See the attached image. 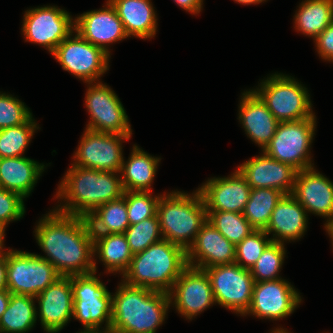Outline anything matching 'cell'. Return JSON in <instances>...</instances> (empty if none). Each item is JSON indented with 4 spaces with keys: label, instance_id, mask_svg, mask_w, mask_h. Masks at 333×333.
<instances>
[{
    "label": "cell",
    "instance_id": "cell-38",
    "mask_svg": "<svg viewBox=\"0 0 333 333\" xmlns=\"http://www.w3.org/2000/svg\"><path fill=\"white\" fill-rule=\"evenodd\" d=\"M152 191H125L129 224L133 225L157 214L161 194L152 196Z\"/></svg>",
    "mask_w": 333,
    "mask_h": 333
},
{
    "label": "cell",
    "instance_id": "cell-29",
    "mask_svg": "<svg viewBox=\"0 0 333 333\" xmlns=\"http://www.w3.org/2000/svg\"><path fill=\"white\" fill-rule=\"evenodd\" d=\"M35 297L11 293L6 310L0 318V333H27L36 324Z\"/></svg>",
    "mask_w": 333,
    "mask_h": 333
},
{
    "label": "cell",
    "instance_id": "cell-46",
    "mask_svg": "<svg viewBox=\"0 0 333 333\" xmlns=\"http://www.w3.org/2000/svg\"><path fill=\"white\" fill-rule=\"evenodd\" d=\"M326 232L329 234L333 246V220L324 226Z\"/></svg>",
    "mask_w": 333,
    "mask_h": 333
},
{
    "label": "cell",
    "instance_id": "cell-3",
    "mask_svg": "<svg viewBox=\"0 0 333 333\" xmlns=\"http://www.w3.org/2000/svg\"><path fill=\"white\" fill-rule=\"evenodd\" d=\"M121 281L112 295L110 333H156L171 306L169 294Z\"/></svg>",
    "mask_w": 333,
    "mask_h": 333
},
{
    "label": "cell",
    "instance_id": "cell-7",
    "mask_svg": "<svg viewBox=\"0 0 333 333\" xmlns=\"http://www.w3.org/2000/svg\"><path fill=\"white\" fill-rule=\"evenodd\" d=\"M253 90L279 122L299 121L314 115L307 88L294 77L275 73Z\"/></svg>",
    "mask_w": 333,
    "mask_h": 333
},
{
    "label": "cell",
    "instance_id": "cell-40",
    "mask_svg": "<svg viewBox=\"0 0 333 333\" xmlns=\"http://www.w3.org/2000/svg\"><path fill=\"white\" fill-rule=\"evenodd\" d=\"M24 214V198L16 192L0 187V225L6 228L11 221L23 218Z\"/></svg>",
    "mask_w": 333,
    "mask_h": 333
},
{
    "label": "cell",
    "instance_id": "cell-23",
    "mask_svg": "<svg viewBox=\"0 0 333 333\" xmlns=\"http://www.w3.org/2000/svg\"><path fill=\"white\" fill-rule=\"evenodd\" d=\"M238 115L247 136L263 151L275 135L279 121L253 89L242 93Z\"/></svg>",
    "mask_w": 333,
    "mask_h": 333
},
{
    "label": "cell",
    "instance_id": "cell-4",
    "mask_svg": "<svg viewBox=\"0 0 333 333\" xmlns=\"http://www.w3.org/2000/svg\"><path fill=\"white\" fill-rule=\"evenodd\" d=\"M187 266V252L162 239L144 251L133 254L122 280L131 286L169 293Z\"/></svg>",
    "mask_w": 333,
    "mask_h": 333
},
{
    "label": "cell",
    "instance_id": "cell-34",
    "mask_svg": "<svg viewBox=\"0 0 333 333\" xmlns=\"http://www.w3.org/2000/svg\"><path fill=\"white\" fill-rule=\"evenodd\" d=\"M37 123L32 117L27 123L0 130V158L23 156L27 149Z\"/></svg>",
    "mask_w": 333,
    "mask_h": 333
},
{
    "label": "cell",
    "instance_id": "cell-18",
    "mask_svg": "<svg viewBox=\"0 0 333 333\" xmlns=\"http://www.w3.org/2000/svg\"><path fill=\"white\" fill-rule=\"evenodd\" d=\"M40 323L46 333H59L73 317L71 276H61L35 297Z\"/></svg>",
    "mask_w": 333,
    "mask_h": 333
},
{
    "label": "cell",
    "instance_id": "cell-2",
    "mask_svg": "<svg viewBox=\"0 0 333 333\" xmlns=\"http://www.w3.org/2000/svg\"><path fill=\"white\" fill-rule=\"evenodd\" d=\"M120 172H105L71 164L58 185L55 198L66 203L56 210L87 217L98 206L120 198L123 193Z\"/></svg>",
    "mask_w": 333,
    "mask_h": 333
},
{
    "label": "cell",
    "instance_id": "cell-43",
    "mask_svg": "<svg viewBox=\"0 0 333 333\" xmlns=\"http://www.w3.org/2000/svg\"><path fill=\"white\" fill-rule=\"evenodd\" d=\"M7 251L0 252V290L7 289Z\"/></svg>",
    "mask_w": 333,
    "mask_h": 333
},
{
    "label": "cell",
    "instance_id": "cell-44",
    "mask_svg": "<svg viewBox=\"0 0 333 333\" xmlns=\"http://www.w3.org/2000/svg\"><path fill=\"white\" fill-rule=\"evenodd\" d=\"M10 297H11V293L7 289L0 290V318L7 308Z\"/></svg>",
    "mask_w": 333,
    "mask_h": 333
},
{
    "label": "cell",
    "instance_id": "cell-12",
    "mask_svg": "<svg viewBox=\"0 0 333 333\" xmlns=\"http://www.w3.org/2000/svg\"><path fill=\"white\" fill-rule=\"evenodd\" d=\"M85 105L90 119L86 129L120 135H132L125 108L117 94L106 84L90 82Z\"/></svg>",
    "mask_w": 333,
    "mask_h": 333
},
{
    "label": "cell",
    "instance_id": "cell-25",
    "mask_svg": "<svg viewBox=\"0 0 333 333\" xmlns=\"http://www.w3.org/2000/svg\"><path fill=\"white\" fill-rule=\"evenodd\" d=\"M45 165L25 156L0 158V187L28 197Z\"/></svg>",
    "mask_w": 333,
    "mask_h": 333
},
{
    "label": "cell",
    "instance_id": "cell-16",
    "mask_svg": "<svg viewBox=\"0 0 333 333\" xmlns=\"http://www.w3.org/2000/svg\"><path fill=\"white\" fill-rule=\"evenodd\" d=\"M168 294L170 304L189 320L216 304L208 274L191 266L182 271Z\"/></svg>",
    "mask_w": 333,
    "mask_h": 333
},
{
    "label": "cell",
    "instance_id": "cell-6",
    "mask_svg": "<svg viewBox=\"0 0 333 333\" xmlns=\"http://www.w3.org/2000/svg\"><path fill=\"white\" fill-rule=\"evenodd\" d=\"M95 272L72 275L73 319L80 321L90 333H110L112 317V293L95 276ZM105 322V328L100 330ZM103 330V331H102Z\"/></svg>",
    "mask_w": 333,
    "mask_h": 333
},
{
    "label": "cell",
    "instance_id": "cell-13",
    "mask_svg": "<svg viewBox=\"0 0 333 333\" xmlns=\"http://www.w3.org/2000/svg\"><path fill=\"white\" fill-rule=\"evenodd\" d=\"M74 31V19L58 6H43L25 11L22 33L25 41L44 46L51 54Z\"/></svg>",
    "mask_w": 333,
    "mask_h": 333
},
{
    "label": "cell",
    "instance_id": "cell-39",
    "mask_svg": "<svg viewBox=\"0 0 333 333\" xmlns=\"http://www.w3.org/2000/svg\"><path fill=\"white\" fill-rule=\"evenodd\" d=\"M32 117L24 102L14 95L0 92V130L25 124Z\"/></svg>",
    "mask_w": 333,
    "mask_h": 333
},
{
    "label": "cell",
    "instance_id": "cell-26",
    "mask_svg": "<svg viewBox=\"0 0 333 333\" xmlns=\"http://www.w3.org/2000/svg\"><path fill=\"white\" fill-rule=\"evenodd\" d=\"M121 19L126 34L140 39L155 37L157 16L151 0H108Z\"/></svg>",
    "mask_w": 333,
    "mask_h": 333
},
{
    "label": "cell",
    "instance_id": "cell-1",
    "mask_svg": "<svg viewBox=\"0 0 333 333\" xmlns=\"http://www.w3.org/2000/svg\"><path fill=\"white\" fill-rule=\"evenodd\" d=\"M35 238L61 276L97 273L93 234L87 217L65 214L55 208L38 221Z\"/></svg>",
    "mask_w": 333,
    "mask_h": 333
},
{
    "label": "cell",
    "instance_id": "cell-5",
    "mask_svg": "<svg viewBox=\"0 0 333 333\" xmlns=\"http://www.w3.org/2000/svg\"><path fill=\"white\" fill-rule=\"evenodd\" d=\"M157 216L163 239L187 252L207 221V210L199 189L192 194L177 190L160 196Z\"/></svg>",
    "mask_w": 333,
    "mask_h": 333
},
{
    "label": "cell",
    "instance_id": "cell-47",
    "mask_svg": "<svg viewBox=\"0 0 333 333\" xmlns=\"http://www.w3.org/2000/svg\"><path fill=\"white\" fill-rule=\"evenodd\" d=\"M4 237H5V228L0 225V252L5 251L3 247L4 245Z\"/></svg>",
    "mask_w": 333,
    "mask_h": 333
},
{
    "label": "cell",
    "instance_id": "cell-19",
    "mask_svg": "<svg viewBox=\"0 0 333 333\" xmlns=\"http://www.w3.org/2000/svg\"><path fill=\"white\" fill-rule=\"evenodd\" d=\"M229 176L210 178L198 188L207 211L243 213L251 187L238 169Z\"/></svg>",
    "mask_w": 333,
    "mask_h": 333
},
{
    "label": "cell",
    "instance_id": "cell-48",
    "mask_svg": "<svg viewBox=\"0 0 333 333\" xmlns=\"http://www.w3.org/2000/svg\"><path fill=\"white\" fill-rule=\"evenodd\" d=\"M272 332L271 333H290L288 332V330L284 329V328H276L274 330H271Z\"/></svg>",
    "mask_w": 333,
    "mask_h": 333
},
{
    "label": "cell",
    "instance_id": "cell-41",
    "mask_svg": "<svg viewBox=\"0 0 333 333\" xmlns=\"http://www.w3.org/2000/svg\"><path fill=\"white\" fill-rule=\"evenodd\" d=\"M315 46L319 57L333 62V22L327 26L315 39Z\"/></svg>",
    "mask_w": 333,
    "mask_h": 333
},
{
    "label": "cell",
    "instance_id": "cell-9",
    "mask_svg": "<svg viewBox=\"0 0 333 333\" xmlns=\"http://www.w3.org/2000/svg\"><path fill=\"white\" fill-rule=\"evenodd\" d=\"M6 277L10 293L36 297L61 275L41 255L8 249Z\"/></svg>",
    "mask_w": 333,
    "mask_h": 333
},
{
    "label": "cell",
    "instance_id": "cell-11",
    "mask_svg": "<svg viewBox=\"0 0 333 333\" xmlns=\"http://www.w3.org/2000/svg\"><path fill=\"white\" fill-rule=\"evenodd\" d=\"M211 281L215 303L243 316L252 300L254 278L237 263L204 269Z\"/></svg>",
    "mask_w": 333,
    "mask_h": 333
},
{
    "label": "cell",
    "instance_id": "cell-31",
    "mask_svg": "<svg viewBox=\"0 0 333 333\" xmlns=\"http://www.w3.org/2000/svg\"><path fill=\"white\" fill-rule=\"evenodd\" d=\"M87 219L93 235L124 233L130 225L125 191L120 198L98 206Z\"/></svg>",
    "mask_w": 333,
    "mask_h": 333
},
{
    "label": "cell",
    "instance_id": "cell-42",
    "mask_svg": "<svg viewBox=\"0 0 333 333\" xmlns=\"http://www.w3.org/2000/svg\"><path fill=\"white\" fill-rule=\"evenodd\" d=\"M178 6L189 13L198 14L203 8V0H173Z\"/></svg>",
    "mask_w": 333,
    "mask_h": 333
},
{
    "label": "cell",
    "instance_id": "cell-32",
    "mask_svg": "<svg viewBox=\"0 0 333 333\" xmlns=\"http://www.w3.org/2000/svg\"><path fill=\"white\" fill-rule=\"evenodd\" d=\"M283 195L274 188L251 189L243 216L255 230H265L277 202Z\"/></svg>",
    "mask_w": 333,
    "mask_h": 333
},
{
    "label": "cell",
    "instance_id": "cell-10",
    "mask_svg": "<svg viewBox=\"0 0 333 333\" xmlns=\"http://www.w3.org/2000/svg\"><path fill=\"white\" fill-rule=\"evenodd\" d=\"M75 34V36L73 35ZM62 69L85 83L99 82L109 69L110 55L72 31L52 53ZM99 79V80H98Z\"/></svg>",
    "mask_w": 333,
    "mask_h": 333
},
{
    "label": "cell",
    "instance_id": "cell-33",
    "mask_svg": "<svg viewBox=\"0 0 333 333\" xmlns=\"http://www.w3.org/2000/svg\"><path fill=\"white\" fill-rule=\"evenodd\" d=\"M207 220L235 246L255 230L243 213L207 211Z\"/></svg>",
    "mask_w": 333,
    "mask_h": 333
},
{
    "label": "cell",
    "instance_id": "cell-15",
    "mask_svg": "<svg viewBox=\"0 0 333 333\" xmlns=\"http://www.w3.org/2000/svg\"><path fill=\"white\" fill-rule=\"evenodd\" d=\"M301 301L298 291L285 279L255 282L251 304L243 316L280 320L290 316Z\"/></svg>",
    "mask_w": 333,
    "mask_h": 333
},
{
    "label": "cell",
    "instance_id": "cell-35",
    "mask_svg": "<svg viewBox=\"0 0 333 333\" xmlns=\"http://www.w3.org/2000/svg\"><path fill=\"white\" fill-rule=\"evenodd\" d=\"M286 255L283 243L271 241L256 263L250 268L255 282L281 279L279 276Z\"/></svg>",
    "mask_w": 333,
    "mask_h": 333
},
{
    "label": "cell",
    "instance_id": "cell-28",
    "mask_svg": "<svg viewBox=\"0 0 333 333\" xmlns=\"http://www.w3.org/2000/svg\"><path fill=\"white\" fill-rule=\"evenodd\" d=\"M93 256H98L106 273H121L130 266L133 253L124 233L93 235Z\"/></svg>",
    "mask_w": 333,
    "mask_h": 333
},
{
    "label": "cell",
    "instance_id": "cell-27",
    "mask_svg": "<svg viewBox=\"0 0 333 333\" xmlns=\"http://www.w3.org/2000/svg\"><path fill=\"white\" fill-rule=\"evenodd\" d=\"M123 159L120 176L124 191H151L160 158L133 145L130 157Z\"/></svg>",
    "mask_w": 333,
    "mask_h": 333
},
{
    "label": "cell",
    "instance_id": "cell-21",
    "mask_svg": "<svg viewBox=\"0 0 333 333\" xmlns=\"http://www.w3.org/2000/svg\"><path fill=\"white\" fill-rule=\"evenodd\" d=\"M291 195L310 213L333 220V182L314 167L297 172Z\"/></svg>",
    "mask_w": 333,
    "mask_h": 333
},
{
    "label": "cell",
    "instance_id": "cell-30",
    "mask_svg": "<svg viewBox=\"0 0 333 333\" xmlns=\"http://www.w3.org/2000/svg\"><path fill=\"white\" fill-rule=\"evenodd\" d=\"M297 10L294 28L313 40L333 22V0H305Z\"/></svg>",
    "mask_w": 333,
    "mask_h": 333
},
{
    "label": "cell",
    "instance_id": "cell-14",
    "mask_svg": "<svg viewBox=\"0 0 333 333\" xmlns=\"http://www.w3.org/2000/svg\"><path fill=\"white\" fill-rule=\"evenodd\" d=\"M80 145L73 155V165L105 172H120L123 163V140L131 135L95 132L85 128Z\"/></svg>",
    "mask_w": 333,
    "mask_h": 333
},
{
    "label": "cell",
    "instance_id": "cell-49",
    "mask_svg": "<svg viewBox=\"0 0 333 333\" xmlns=\"http://www.w3.org/2000/svg\"><path fill=\"white\" fill-rule=\"evenodd\" d=\"M77 333H78V332H77ZM79 333H90V332L79 331Z\"/></svg>",
    "mask_w": 333,
    "mask_h": 333
},
{
    "label": "cell",
    "instance_id": "cell-20",
    "mask_svg": "<svg viewBox=\"0 0 333 333\" xmlns=\"http://www.w3.org/2000/svg\"><path fill=\"white\" fill-rule=\"evenodd\" d=\"M251 189L274 188L284 195L291 194L298 170L270 158L264 152L237 167Z\"/></svg>",
    "mask_w": 333,
    "mask_h": 333
},
{
    "label": "cell",
    "instance_id": "cell-37",
    "mask_svg": "<svg viewBox=\"0 0 333 333\" xmlns=\"http://www.w3.org/2000/svg\"><path fill=\"white\" fill-rule=\"evenodd\" d=\"M264 230H254L235 246V263L250 269L272 241Z\"/></svg>",
    "mask_w": 333,
    "mask_h": 333
},
{
    "label": "cell",
    "instance_id": "cell-24",
    "mask_svg": "<svg viewBox=\"0 0 333 333\" xmlns=\"http://www.w3.org/2000/svg\"><path fill=\"white\" fill-rule=\"evenodd\" d=\"M307 216L305 208L291 194L283 195L277 202L264 231L268 236L273 233V242L284 244L285 241L299 240L307 231Z\"/></svg>",
    "mask_w": 333,
    "mask_h": 333
},
{
    "label": "cell",
    "instance_id": "cell-45",
    "mask_svg": "<svg viewBox=\"0 0 333 333\" xmlns=\"http://www.w3.org/2000/svg\"><path fill=\"white\" fill-rule=\"evenodd\" d=\"M235 2L239 3V4H243V5H250V4H260L263 1L266 0H234Z\"/></svg>",
    "mask_w": 333,
    "mask_h": 333
},
{
    "label": "cell",
    "instance_id": "cell-17",
    "mask_svg": "<svg viewBox=\"0 0 333 333\" xmlns=\"http://www.w3.org/2000/svg\"><path fill=\"white\" fill-rule=\"evenodd\" d=\"M106 7L84 12L74 18V31L110 55L108 44L129 37L115 8L107 0Z\"/></svg>",
    "mask_w": 333,
    "mask_h": 333
},
{
    "label": "cell",
    "instance_id": "cell-8",
    "mask_svg": "<svg viewBox=\"0 0 333 333\" xmlns=\"http://www.w3.org/2000/svg\"><path fill=\"white\" fill-rule=\"evenodd\" d=\"M316 115L279 122L275 135L262 151L270 158L293 166L298 171L314 167L309 152L316 129Z\"/></svg>",
    "mask_w": 333,
    "mask_h": 333
},
{
    "label": "cell",
    "instance_id": "cell-22",
    "mask_svg": "<svg viewBox=\"0 0 333 333\" xmlns=\"http://www.w3.org/2000/svg\"><path fill=\"white\" fill-rule=\"evenodd\" d=\"M233 263H235V245L207 220L187 250L188 266L204 270Z\"/></svg>",
    "mask_w": 333,
    "mask_h": 333
},
{
    "label": "cell",
    "instance_id": "cell-36",
    "mask_svg": "<svg viewBox=\"0 0 333 333\" xmlns=\"http://www.w3.org/2000/svg\"><path fill=\"white\" fill-rule=\"evenodd\" d=\"M124 235L133 254L144 251L153 243L163 239L157 214L129 225Z\"/></svg>",
    "mask_w": 333,
    "mask_h": 333
}]
</instances>
